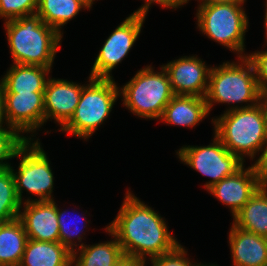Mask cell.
I'll return each instance as SVG.
<instances>
[{
    "mask_svg": "<svg viewBox=\"0 0 267 266\" xmlns=\"http://www.w3.org/2000/svg\"><path fill=\"white\" fill-rule=\"evenodd\" d=\"M165 221L128 189L117 216L106 228L116 237L125 256L148 262L180 244Z\"/></svg>",
    "mask_w": 267,
    "mask_h": 266,
    "instance_id": "6da1fadb",
    "label": "cell"
},
{
    "mask_svg": "<svg viewBox=\"0 0 267 266\" xmlns=\"http://www.w3.org/2000/svg\"><path fill=\"white\" fill-rule=\"evenodd\" d=\"M4 26L13 63L53 68L63 39L53 27L37 14L8 20Z\"/></svg>",
    "mask_w": 267,
    "mask_h": 266,
    "instance_id": "7a4b0ae2",
    "label": "cell"
},
{
    "mask_svg": "<svg viewBox=\"0 0 267 266\" xmlns=\"http://www.w3.org/2000/svg\"><path fill=\"white\" fill-rule=\"evenodd\" d=\"M237 60L238 62L226 61L221 65L211 66L205 96L209 112L216 103L230 105L231 107L225 110L229 111L249 108L262 101L263 93L259 87L253 64L247 57H238Z\"/></svg>",
    "mask_w": 267,
    "mask_h": 266,
    "instance_id": "3957f363",
    "label": "cell"
},
{
    "mask_svg": "<svg viewBox=\"0 0 267 266\" xmlns=\"http://www.w3.org/2000/svg\"><path fill=\"white\" fill-rule=\"evenodd\" d=\"M211 120L214 134L243 162L247 157L253 162L260 154L267 139V115L262 101L249 108L224 111Z\"/></svg>",
    "mask_w": 267,
    "mask_h": 266,
    "instance_id": "277c9868",
    "label": "cell"
},
{
    "mask_svg": "<svg viewBox=\"0 0 267 266\" xmlns=\"http://www.w3.org/2000/svg\"><path fill=\"white\" fill-rule=\"evenodd\" d=\"M197 29L208 39L226 47L237 57H246L245 35L249 18L244 5L219 2H198Z\"/></svg>",
    "mask_w": 267,
    "mask_h": 266,
    "instance_id": "5b68a950",
    "label": "cell"
},
{
    "mask_svg": "<svg viewBox=\"0 0 267 266\" xmlns=\"http://www.w3.org/2000/svg\"><path fill=\"white\" fill-rule=\"evenodd\" d=\"M160 66L158 72L152 65H147L125 85L119 86L122 105L139 118L159 120L174 96L168 73Z\"/></svg>",
    "mask_w": 267,
    "mask_h": 266,
    "instance_id": "8992f818",
    "label": "cell"
},
{
    "mask_svg": "<svg viewBox=\"0 0 267 266\" xmlns=\"http://www.w3.org/2000/svg\"><path fill=\"white\" fill-rule=\"evenodd\" d=\"M115 79L88 77L70 121L59 130L87 141L103 125L120 97ZM89 82V83H88Z\"/></svg>",
    "mask_w": 267,
    "mask_h": 266,
    "instance_id": "52a82bcc",
    "label": "cell"
},
{
    "mask_svg": "<svg viewBox=\"0 0 267 266\" xmlns=\"http://www.w3.org/2000/svg\"><path fill=\"white\" fill-rule=\"evenodd\" d=\"M39 138L26 141L16 152L14 158H21L17 170L11 166L15 188L22 204L32 201L54 200V173L51 162ZM29 192L27 199L23 192ZM31 195L38 198H30Z\"/></svg>",
    "mask_w": 267,
    "mask_h": 266,
    "instance_id": "ba28073f",
    "label": "cell"
},
{
    "mask_svg": "<svg viewBox=\"0 0 267 266\" xmlns=\"http://www.w3.org/2000/svg\"><path fill=\"white\" fill-rule=\"evenodd\" d=\"M213 141L207 146L183 145L176 150V155L184 165L199 172L204 177H209L204 184L207 190L213 184L234 174L244 162L236 155L229 152L220 139L213 133Z\"/></svg>",
    "mask_w": 267,
    "mask_h": 266,
    "instance_id": "9c48e42d",
    "label": "cell"
},
{
    "mask_svg": "<svg viewBox=\"0 0 267 266\" xmlns=\"http://www.w3.org/2000/svg\"><path fill=\"white\" fill-rule=\"evenodd\" d=\"M144 17L130 14L105 40L90 71L92 78L114 79L112 70L125 60L142 32Z\"/></svg>",
    "mask_w": 267,
    "mask_h": 266,
    "instance_id": "30bf717a",
    "label": "cell"
},
{
    "mask_svg": "<svg viewBox=\"0 0 267 266\" xmlns=\"http://www.w3.org/2000/svg\"><path fill=\"white\" fill-rule=\"evenodd\" d=\"M4 95L8 128L16 130L27 141L35 140L36 131H41L45 123L44 92ZM28 133L31 134L28 136Z\"/></svg>",
    "mask_w": 267,
    "mask_h": 266,
    "instance_id": "8fae6325",
    "label": "cell"
},
{
    "mask_svg": "<svg viewBox=\"0 0 267 266\" xmlns=\"http://www.w3.org/2000/svg\"><path fill=\"white\" fill-rule=\"evenodd\" d=\"M168 73L174 95L205 98L211 65L197 55L182 56L162 65Z\"/></svg>",
    "mask_w": 267,
    "mask_h": 266,
    "instance_id": "7c38bea8",
    "label": "cell"
},
{
    "mask_svg": "<svg viewBox=\"0 0 267 266\" xmlns=\"http://www.w3.org/2000/svg\"><path fill=\"white\" fill-rule=\"evenodd\" d=\"M84 85L49 77L44 91L45 124L53 119L61 130L74 115Z\"/></svg>",
    "mask_w": 267,
    "mask_h": 266,
    "instance_id": "4fadbf2b",
    "label": "cell"
},
{
    "mask_svg": "<svg viewBox=\"0 0 267 266\" xmlns=\"http://www.w3.org/2000/svg\"><path fill=\"white\" fill-rule=\"evenodd\" d=\"M262 185L252 165L248 168L243 165L234 174L213 184L206 191L228 206L234 217Z\"/></svg>",
    "mask_w": 267,
    "mask_h": 266,
    "instance_id": "5bb4252c",
    "label": "cell"
},
{
    "mask_svg": "<svg viewBox=\"0 0 267 266\" xmlns=\"http://www.w3.org/2000/svg\"><path fill=\"white\" fill-rule=\"evenodd\" d=\"M18 219L21 221L28 239L59 242V225L55 200L32 201L22 204Z\"/></svg>",
    "mask_w": 267,
    "mask_h": 266,
    "instance_id": "9a60e30c",
    "label": "cell"
},
{
    "mask_svg": "<svg viewBox=\"0 0 267 266\" xmlns=\"http://www.w3.org/2000/svg\"><path fill=\"white\" fill-rule=\"evenodd\" d=\"M228 243L233 266H264L267 264V237L231 224ZM212 266H218L213 264Z\"/></svg>",
    "mask_w": 267,
    "mask_h": 266,
    "instance_id": "2e32d148",
    "label": "cell"
},
{
    "mask_svg": "<svg viewBox=\"0 0 267 266\" xmlns=\"http://www.w3.org/2000/svg\"><path fill=\"white\" fill-rule=\"evenodd\" d=\"M210 114L205 98L174 95L165 106L159 122L185 128L197 126Z\"/></svg>",
    "mask_w": 267,
    "mask_h": 266,
    "instance_id": "e0dca14e",
    "label": "cell"
},
{
    "mask_svg": "<svg viewBox=\"0 0 267 266\" xmlns=\"http://www.w3.org/2000/svg\"><path fill=\"white\" fill-rule=\"evenodd\" d=\"M51 70L43 66L12 63L0 78L4 93L44 92Z\"/></svg>",
    "mask_w": 267,
    "mask_h": 266,
    "instance_id": "ac0fdd59",
    "label": "cell"
},
{
    "mask_svg": "<svg viewBox=\"0 0 267 266\" xmlns=\"http://www.w3.org/2000/svg\"><path fill=\"white\" fill-rule=\"evenodd\" d=\"M19 266H72V252L60 242L28 239Z\"/></svg>",
    "mask_w": 267,
    "mask_h": 266,
    "instance_id": "d6986e66",
    "label": "cell"
},
{
    "mask_svg": "<svg viewBox=\"0 0 267 266\" xmlns=\"http://www.w3.org/2000/svg\"><path fill=\"white\" fill-rule=\"evenodd\" d=\"M110 241L87 245L72 252V266H115L125 255L116 237L105 227Z\"/></svg>",
    "mask_w": 267,
    "mask_h": 266,
    "instance_id": "ffe728a7",
    "label": "cell"
},
{
    "mask_svg": "<svg viewBox=\"0 0 267 266\" xmlns=\"http://www.w3.org/2000/svg\"><path fill=\"white\" fill-rule=\"evenodd\" d=\"M232 218L236 227L267 237V185H262Z\"/></svg>",
    "mask_w": 267,
    "mask_h": 266,
    "instance_id": "44dd1931",
    "label": "cell"
},
{
    "mask_svg": "<svg viewBox=\"0 0 267 266\" xmlns=\"http://www.w3.org/2000/svg\"><path fill=\"white\" fill-rule=\"evenodd\" d=\"M28 236L17 218L0 224V266H19Z\"/></svg>",
    "mask_w": 267,
    "mask_h": 266,
    "instance_id": "7402d4cb",
    "label": "cell"
},
{
    "mask_svg": "<svg viewBox=\"0 0 267 266\" xmlns=\"http://www.w3.org/2000/svg\"><path fill=\"white\" fill-rule=\"evenodd\" d=\"M86 8L76 0H38L36 14L63 36L62 27Z\"/></svg>",
    "mask_w": 267,
    "mask_h": 266,
    "instance_id": "603a6c76",
    "label": "cell"
},
{
    "mask_svg": "<svg viewBox=\"0 0 267 266\" xmlns=\"http://www.w3.org/2000/svg\"><path fill=\"white\" fill-rule=\"evenodd\" d=\"M69 213L70 212L68 209H62L61 210L57 204V216H58V225H59V242L62 245L66 246L71 252H73L76 249L85 245L84 242H82V239L83 240L85 239V235H86L85 232L89 231L87 229L89 227L88 223H90V220L87 221V218L82 213H81V215H79V213L77 215L76 214L77 212H73V214L75 213L77 215V216H75L76 219L74 217H73V219H71V217H70L71 215ZM80 216H82V217H80ZM82 220H84V221H82ZM77 224H78V226H77ZM72 225H74V227ZM84 229H86V231Z\"/></svg>",
    "mask_w": 267,
    "mask_h": 266,
    "instance_id": "cb8c5ba5",
    "label": "cell"
},
{
    "mask_svg": "<svg viewBox=\"0 0 267 266\" xmlns=\"http://www.w3.org/2000/svg\"><path fill=\"white\" fill-rule=\"evenodd\" d=\"M21 206L11 167L0 169V222L17 219Z\"/></svg>",
    "mask_w": 267,
    "mask_h": 266,
    "instance_id": "d4e9b609",
    "label": "cell"
},
{
    "mask_svg": "<svg viewBox=\"0 0 267 266\" xmlns=\"http://www.w3.org/2000/svg\"><path fill=\"white\" fill-rule=\"evenodd\" d=\"M26 141L16 130L8 127L0 128V169L11 167L9 159H14L17 150Z\"/></svg>",
    "mask_w": 267,
    "mask_h": 266,
    "instance_id": "484cf974",
    "label": "cell"
},
{
    "mask_svg": "<svg viewBox=\"0 0 267 266\" xmlns=\"http://www.w3.org/2000/svg\"><path fill=\"white\" fill-rule=\"evenodd\" d=\"M38 0H0V17L6 22L36 14Z\"/></svg>",
    "mask_w": 267,
    "mask_h": 266,
    "instance_id": "4316f807",
    "label": "cell"
},
{
    "mask_svg": "<svg viewBox=\"0 0 267 266\" xmlns=\"http://www.w3.org/2000/svg\"><path fill=\"white\" fill-rule=\"evenodd\" d=\"M187 249L181 244H179L173 251L151 258V266H212L210 264H203L201 262H194L195 260L190 261V258L187 257Z\"/></svg>",
    "mask_w": 267,
    "mask_h": 266,
    "instance_id": "83f0119b",
    "label": "cell"
},
{
    "mask_svg": "<svg viewBox=\"0 0 267 266\" xmlns=\"http://www.w3.org/2000/svg\"><path fill=\"white\" fill-rule=\"evenodd\" d=\"M253 64L255 75L263 95L267 94V49L246 56Z\"/></svg>",
    "mask_w": 267,
    "mask_h": 266,
    "instance_id": "f1b7e54d",
    "label": "cell"
},
{
    "mask_svg": "<svg viewBox=\"0 0 267 266\" xmlns=\"http://www.w3.org/2000/svg\"><path fill=\"white\" fill-rule=\"evenodd\" d=\"M144 4H142L137 10H135L132 15H138L141 17L146 18L149 8L154 3L161 6V8H167V9H178L183 7V5H186L189 1L188 0H143Z\"/></svg>",
    "mask_w": 267,
    "mask_h": 266,
    "instance_id": "f546056e",
    "label": "cell"
},
{
    "mask_svg": "<svg viewBox=\"0 0 267 266\" xmlns=\"http://www.w3.org/2000/svg\"><path fill=\"white\" fill-rule=\"evenodd\" d=\"M261 154L252 165L257 178L263 185H267V139L260 150Z\"/></svg>",
    "mask_w": 267,
    "mask_h": 266,
    "instance_id": "4dcf8cb0",
    "label": "cell"
},
{
    "mask_svg": "<svg viewBox=\"0 0 267 266\" xmlns=\"http://www.w3.org/2000/svg\"><path fill=\"white\" fill-rule=\"evenodd\" d=\"M8 127L7 118L5 115V95L4 86L0 79V128Z\"/></svg>",
    "mask_w": 267,
    "mask_h": 266,
    "instance_id": "1f68e13d",
    "label": "cell"
},
{
    "mask_svg": "<svg viewBox=\"0 0 267 266\" xmlns=\"http://www.w3.org/2000/svg\"><path fill=\"white\" fill-rule=\"evenodd\" d=\"M143 260L124 256L115 266H139Z\"/></svg>",
    "mask_w": 267,
    "mask_h": 266,
    "instance_id": "d6a6232c",
    "label": "cell"
},
{
    "mask_svg": "<svg viewBox=\"0 0 267 266\" xmlns=\"http://www.w3.org/2000/svg\"><path fill=\"white\" fill-rule=\"evenodd\" d=\"M188 1H190V0H188ZM197 2H219V3H233V4L244 5L246 0H197Z\"/></svg>",
    "mask_w": 267,
    "mask_h": 266,
    "instance_id": "836d02e7",
    "label": "cell"
},
{
    "mask_svg": "<svg viewBox=\"0 0 267 266\" xmlns=\"http://www.w3.org/2000/svg\"><path fill=\"white\" fill-rule=\"evenodd\" d=\"M76 1L82 4L86 8V10L87 9L90 10L95 0H76Z\"/></svg>",
    "mask_w": 267,
    "mask_h": 266,
    "instance_id": "e575fe53",
    "label": "cell"
},
{
    "mask_svg": "<svg viewBox=\"0 0 267 266\" xmlns=\"http://www.w3.org/2000/svg\"><path fill=\"white\" fill-rule=\"evenodd\" d=\"M266 3H265V15H264V28H265V38H266V40H265V48H266V46H267V0L265 1Z\"/></svg>",
    "mask_w": 267,
    "mask_h": 266,
    "instance_id": "d590c367",
    "label": "cell"
},
{
    "mask_svg": "<svg viewBox=\"0 0 267 266\" xmlns=\"http://www.w3.org/2000/svg\"><path fill=\"white\" fill-rule=\"evenodd\" d=\"M262 102L266 111V115H267V94L263 95L262 97Z\"/></svg>",
    "mask_w": 267,
    "mask_h": 266,
    "instance_id": "8d00e7d4",
    "label": "cell"
},
{
    "mask_svg": "<svg viewBox=\"0 0 267 266\" xmlns=\"http://www.w3.org/2000/svg\"><path fill=\"white\" fill-rule=\"evenodd\" d=\"M146 263H147L146 261H143L139 266H146L147 265Z\"/></svg>",
    "mask_w": 267,
    "mask_h": 266,
    "instance_id": "74e56055",
    "label": "cell"
}]
</instances>
